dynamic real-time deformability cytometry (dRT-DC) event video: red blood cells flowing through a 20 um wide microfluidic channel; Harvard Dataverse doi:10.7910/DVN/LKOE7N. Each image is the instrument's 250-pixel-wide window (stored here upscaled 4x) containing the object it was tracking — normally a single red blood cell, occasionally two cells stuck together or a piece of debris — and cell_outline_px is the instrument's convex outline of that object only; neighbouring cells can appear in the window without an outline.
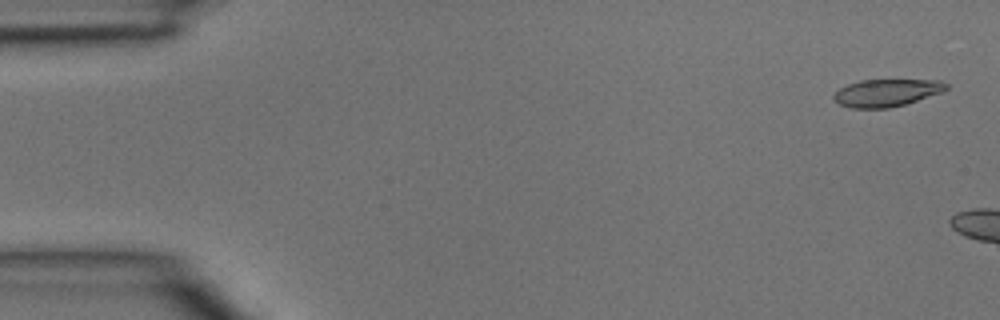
{"species": "common noctule bat (a hibernating species)", "species_latin": "Nyctalus noctula", "temperature_condition": "room temperature", "stored_images_in_passage": 5, "camera_frame_rate_fps": 3000, "um_per_image_px": 0.085, "animal": {"sex": "male", "body_mass_g": 15.6}, "frame": {"image": 1, "passage_image": 1, "time_ms": 0.0, "image_size_px": [1000, 320], "cell_outline_px": [[948, 88], [944, 92], [904, 104], [888, 108], [852, 108], [840, 104], [832, 100], [832, 96], [840, 88], [848, 84], [860, 80], [940, 80], [948, 84]], "centroid_in_image_um": [75.37, 7.88], "position_along_channel_um": 9.6, "area_um2": 17.98}}